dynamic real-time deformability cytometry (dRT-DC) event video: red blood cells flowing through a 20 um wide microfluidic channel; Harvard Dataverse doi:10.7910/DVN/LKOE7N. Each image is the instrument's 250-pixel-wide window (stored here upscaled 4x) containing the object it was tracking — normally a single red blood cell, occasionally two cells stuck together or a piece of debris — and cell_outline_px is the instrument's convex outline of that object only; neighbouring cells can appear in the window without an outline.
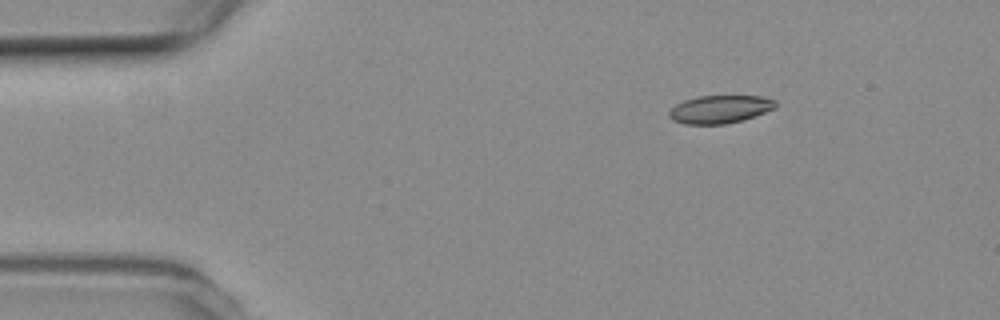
{"species": "common noctule bat (a hibernating species)", "species_latin": "Nyctalus noctula", "temperature_condition": "room temperature", "stored_images_in_passage": 5, "camera_frame_rate_fps": 3000, "um_per_image_px": 0.085, "animal": {"sex": "female", "body_mass_g": 19.3, "forearm_length_mm": 54.1}, "frame": {"image": 1, "passage_image": 3, "time_ms": 2.333, "image_size_px": [1000, 320], "cell_outline_px": [[776, 108], [740, 120], [724, 124], [684, 124], [672, 120], [668, 116], [668, 112], [676, 104], [684, 100], [696, 96], [760, 96], [776, 100]], "centroid_in_image_um": [61.15, 9.28], "position_along_channel_um": 23.8, "area_um2": 17.22}}